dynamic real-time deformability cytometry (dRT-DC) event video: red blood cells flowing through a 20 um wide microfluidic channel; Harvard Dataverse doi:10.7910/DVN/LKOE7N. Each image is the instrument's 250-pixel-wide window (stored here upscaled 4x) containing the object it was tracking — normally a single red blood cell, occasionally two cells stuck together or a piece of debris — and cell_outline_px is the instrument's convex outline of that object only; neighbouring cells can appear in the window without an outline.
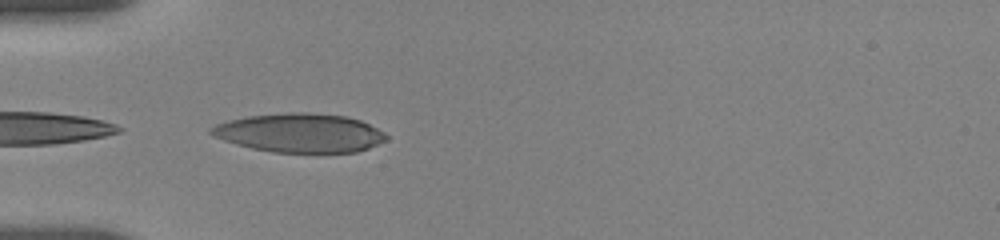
{"species": "human", "species_latin": "Homo sapiens", "temperature_condition": "room temperature", "stored_images_in_passage": 13, "camera_frame_rate_fps": 3000, "um_per_image_px": 0.085, "donor": {"sex": "female"}, "frame": {"image": 1, "passage_image": 1, "time_ms": 0.0, "image_size_px": [1000, 240], "cell_outline_px": [[388, 140], [368, 148], [356, 152], [272, 152], [252, 148], [236, 144], [212, 136], [208, 132], [208, 128], [216, 124], [228, 120], [248, 116], [288, 112], [308, 112], [344, 116], [360, 120], [384, 132], [388, 136]], "centroid_in_image_um": [25.46, 11.29], "position_along_channel_um": 59.5, "area_um2": 39.71}}
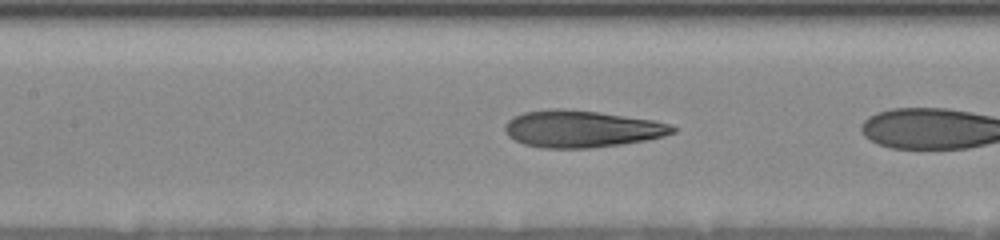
{"frame": {"image": 2, "passage_image": 12, "time_ms": 2.0, "image_size_px": [1000, 240], "cell_outline_px": [[676, 132], [664, 136], [648, 140], [620, 144], [588, 148], [544, 148], [524, 144], [508, 136], [504, 132], [504, 124], [512, 116], [524, 112], [552, 108], [564, 108], [596, 112], [652, 120], [672, 124], [676, 128]], "centroid_in_image_um": [49.41, 10.95], "position_along_channel_um": 158.0, "area_um2": 36.18}}